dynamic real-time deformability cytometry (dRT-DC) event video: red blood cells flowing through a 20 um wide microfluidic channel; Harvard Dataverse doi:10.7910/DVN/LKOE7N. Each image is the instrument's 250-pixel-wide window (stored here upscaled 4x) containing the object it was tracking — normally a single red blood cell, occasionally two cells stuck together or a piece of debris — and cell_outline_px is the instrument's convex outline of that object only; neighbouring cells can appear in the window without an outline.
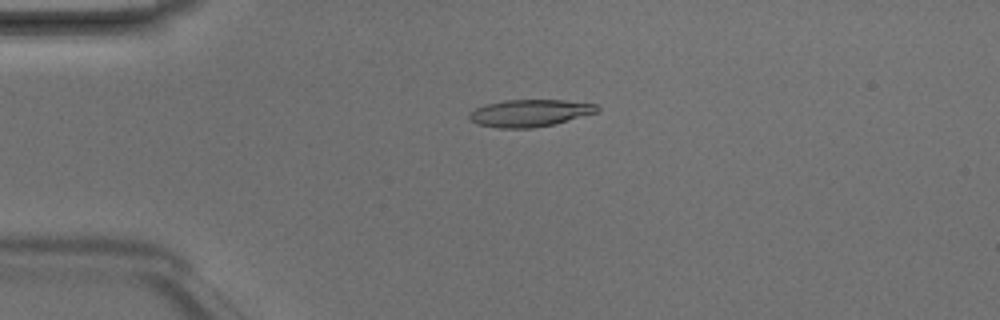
{"species": "Egyptian fruit bat (a non-hibernating species)", "species_latin": "Rousettus aegyptiacus", "temperature_condition": "room temperature", "stored_images_in_passage": 4, "camera_frame_rate_fps": 3000, "um_per_image_px": 0.085, "animal": {"sex": "male"}, "frame": {"image": 1, "passage_image": 4, "time_ms": 1.0, "image_size_px": [1000, 320], "cell_outline_px": [[600, 108], [596, 112], [552, 124], [532, 128], [500, 128], [476, 124], [468, 120], [468, 112], [476, 108], [488, 104], [504, 100], [564, 100], [596, 104]], "centroid_in_image_um": [44.96, 9.61], "position_along_channel_um": 40.0, "area_um2": 20.06}}